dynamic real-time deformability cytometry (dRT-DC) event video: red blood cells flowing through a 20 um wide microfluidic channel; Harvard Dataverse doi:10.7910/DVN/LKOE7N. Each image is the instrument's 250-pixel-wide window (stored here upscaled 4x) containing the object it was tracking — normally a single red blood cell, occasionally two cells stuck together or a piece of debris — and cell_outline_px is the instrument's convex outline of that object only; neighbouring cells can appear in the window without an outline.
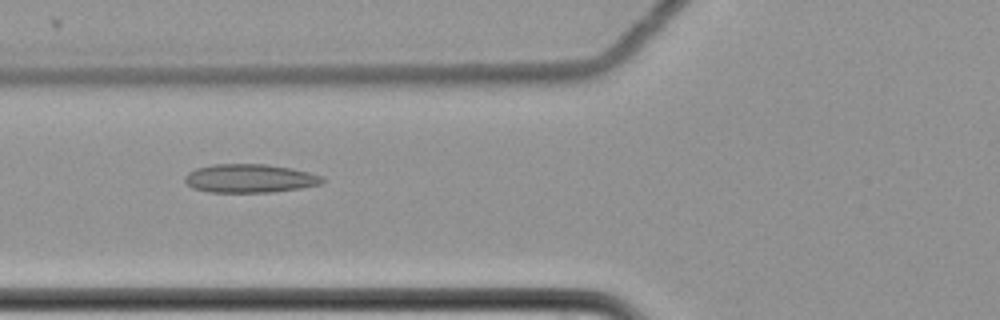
{"species": "common noctule bat (a hibernating species)", "species_latin": "Nyctalus noctula", "temperature_condition": "cold", "stored_images_in_passage": 7, "camera_frame_rate_fps": 3000, "um_per_image_px": 0.085, "animal": {"sex": "female", "body_mass_g": 22.7, "forearm_length_mm": 54.2}, "frame": {"image": 1, "passage_image": 6, "time_ms": 1.667, "image_size_px": [1000, 320], "cell_outline_px": [[324, 180], [320, 184], [300, 188], [272, 192], [208, 192], [192, 188], [184, 180], [184, 176], [188, 172], [196, 168], [212, 164], [268, 164], [292, 168], [324, 176]], "centroid_in_image_um": [21.21, 15.16], "position_along_channel_um": 104.6, "area_um2": 23.0}}
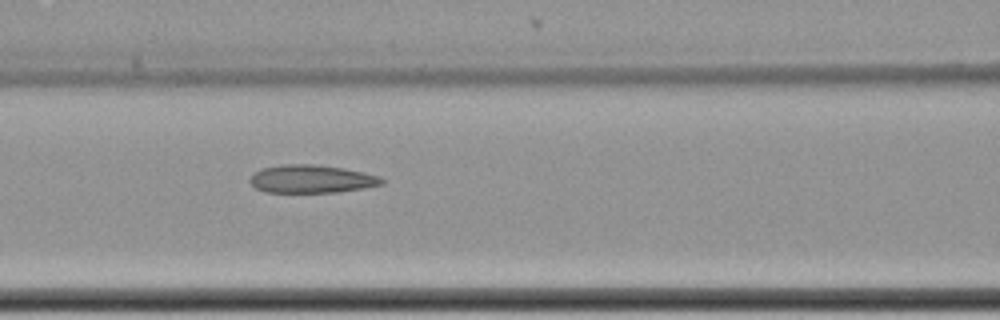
{"frame": {"image": 2, "passage_image": 7, "time_ms": 2.0, "image_size_px": [1000, 320], "cell_outline_px": [[384, 184], [364, 188], [336, 192], [264, 192], [256, 188], [248, 180], [260, 168], [284, 164], [316, 164], [344, 168], [364, 172], [380, 176], [384, 180]], "centroid_in_image_um": [26.5, 15.2], "position_along_channel_um": 140.1, "area_um2": 21.62}}